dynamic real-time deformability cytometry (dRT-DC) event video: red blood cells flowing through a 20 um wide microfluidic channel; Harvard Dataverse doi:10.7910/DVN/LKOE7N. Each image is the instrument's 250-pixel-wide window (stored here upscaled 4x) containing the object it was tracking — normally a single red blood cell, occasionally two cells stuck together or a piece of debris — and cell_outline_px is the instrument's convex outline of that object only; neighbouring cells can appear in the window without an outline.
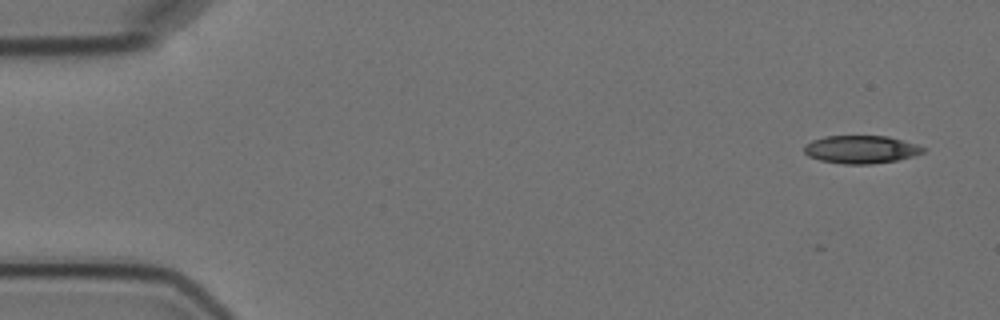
{"species": "Egyptian fruit bat (a non-hibernating species)", "species_latin": "Rousettus aegyptiacus", "temperature_condition": "cold", "stored_images_in_passage": 6, "camera_frame_rate_fps": 3000, "um_per_image_px": 0.085, "animal": {"sex": "female"}, "frame": {"image": 1, "passage_image": 1, "time_ms": 0.0, "image_size_px": [1000, 320], "cell_outline_px": [[928, 148], [924, 152], [912, 156], [896, 160], [872, 164], [844, 164], [820, 160], [808, 156], [804, 152], [804, 144], [812, 140], [824, 136], [888, 136], [916, 144]], "centroid_in_image_um": [73.18, 12.7], "position_along_channel_um": 11.8, "area_um2": 19.42}}
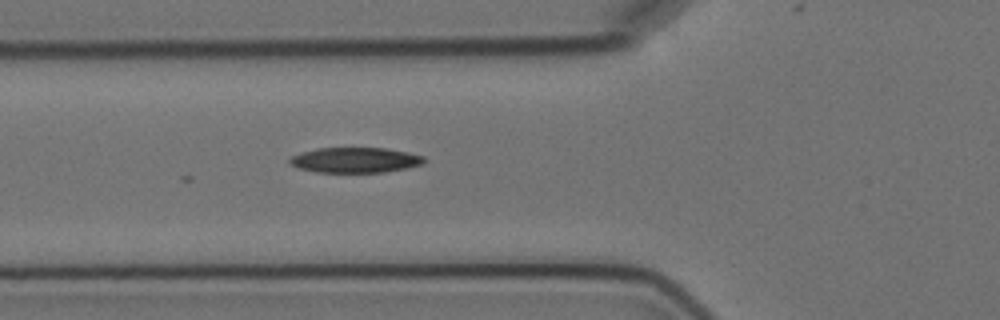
{"frame": {"image": 2, "passage_image": 6, "time_ms": 5.667, "image_size_px": [1000, 320], "cell_outline_px": [[428, 160], [424, 164], [408, 168], [384, 172], [316, 172], [296, 168], [288, 160], [292, 156], [316, 148], [384, 148], [408, 152], [424, 156]], "centroid_in_image_um": [30.24, 13.61], "position_along_channel_um": 95.6, "area_um2": 19.88}}